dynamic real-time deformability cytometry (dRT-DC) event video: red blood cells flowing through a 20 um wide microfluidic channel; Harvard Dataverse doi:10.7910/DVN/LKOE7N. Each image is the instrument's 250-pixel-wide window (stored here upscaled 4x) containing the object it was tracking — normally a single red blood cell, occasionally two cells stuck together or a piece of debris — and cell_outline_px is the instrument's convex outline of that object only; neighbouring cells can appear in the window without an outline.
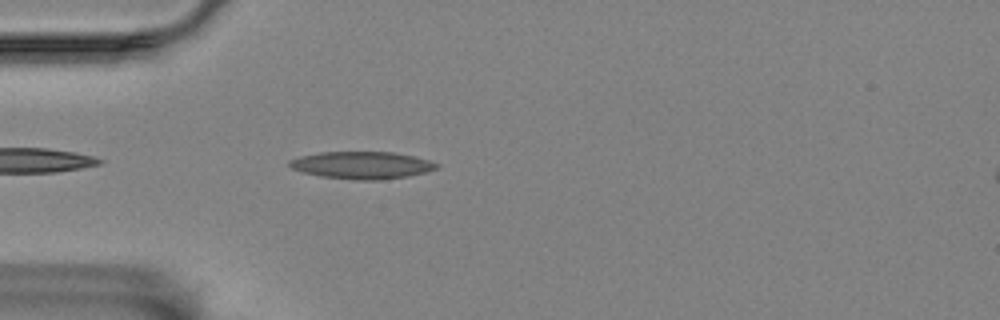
{"species": "Egyptian fruit bat (a non-hibernating species)", "species_latin": "Rousettus aegyptiacus", "temperature_condition": "room temperature", "stored_images_in_passage": 28, "camera_frame_rate_fps": 3000, "um_per_image_px": 0.085, "animal": {"sex": "female"}, "frame": {"image": 1, "passage_image": 3, "time_ms": 0.667, "image_size_px": [1000, 320], "cell_outline_px": [[440, 164], [436, 168], [424, 172], [408, 176], [380, 180], [356, 180], [320, 176], [304, 172], [292, 168], [288, 164], [288, 160], [300, 156], [320, 152], [392, 152], [416, 156]], "centroid_in_image_um": [30.75, 14.03], "position_along_channel_um": 54.2, "area_um2": 23.35}}
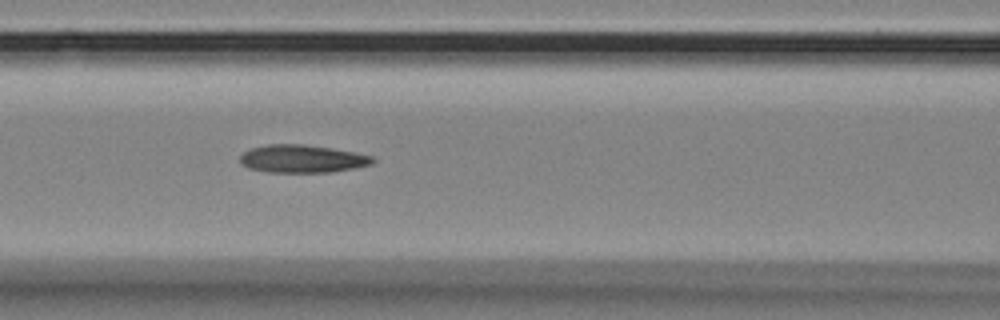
{"frame": {"image": 2, "passage_image": 11, "time_ms": 3.333, "image_size_px": [1000, 320], "cell_outline_px": [[376, 160], [372, 164], [352, 168], [328, 172], [268, 172], [248, 168], [240, 164], [240, 156], [244, 152], [252, 148], [268, 144], [300, 144], [328, 148], [352, 152], [372, 156]], "centroid_in_image_um": [25.64, 13.5], "position_along_channel_um": 141.0, "area_um2": 21.21}}
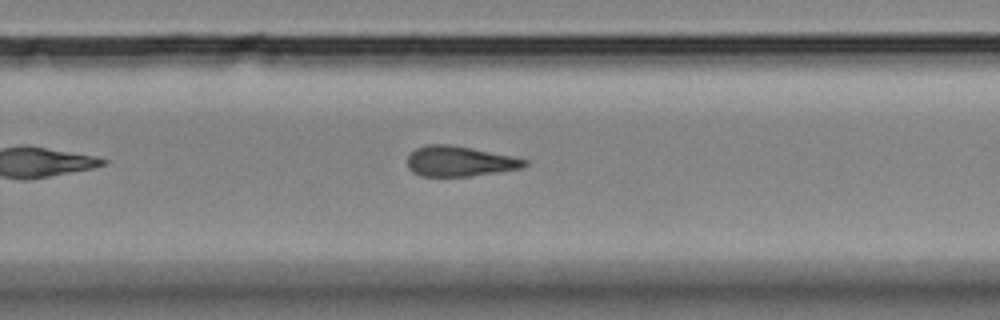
{"frame": {"image": 3, "passage_image": 24, "time_ms": 7.667, "image_size_px": [1000, 320], "cell_outline_px": [[528, 164], [524, 168], [468, 176], [420, 176], [412, 172], [408, 168], [408, 156], [416, 148], [428, 144], [452, 144], [512, 156], [528, 160]], "centroid_in_image_um": [39.07, 13.7], "position_along_channel_um": 290.7, "area_um2": 20.69}}